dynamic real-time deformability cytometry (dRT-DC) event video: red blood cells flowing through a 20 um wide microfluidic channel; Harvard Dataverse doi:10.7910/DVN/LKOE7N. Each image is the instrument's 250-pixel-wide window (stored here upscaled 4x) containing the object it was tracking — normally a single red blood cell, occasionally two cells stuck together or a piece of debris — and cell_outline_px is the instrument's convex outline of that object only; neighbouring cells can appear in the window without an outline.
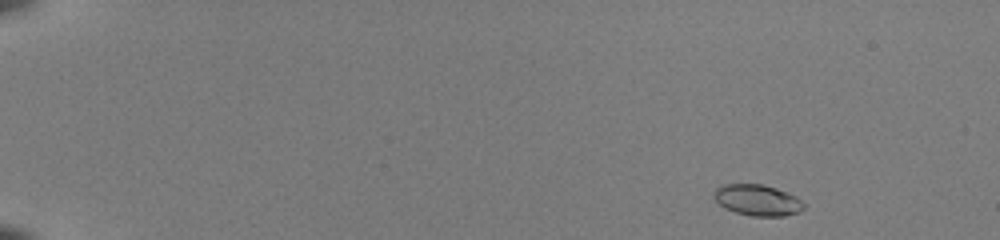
{"species": "common noctule bat (a hibernating species)", "species_latin": "Nyctalus noctula", "temperature_condition": "room temperature", "stored_images_in_passage": 49, "camera_frame_rate_fps": 3000, "um_per_image_px": 0.085, "animal": {"sex": "female", "body_mass_g": 22.0, "forearm_length_mm": 56.7}, "frame": {"image": 1, "passage_image": 2, "time_ms": 0.333, "image_size_px": [1000, 240], "cell_outline_px": [[804, 208], [796, 212], [784, 216], [752, 216], [736, 212], [724, 208], [712, 196], [716, 188], [724, 184], [764, 184], [776, 188], [796, 196], [804, 204]], "centroid_in_image_um": [64.36, 17.0], "position_along_channel_um": 20.6, "area_um2": 16.18}}
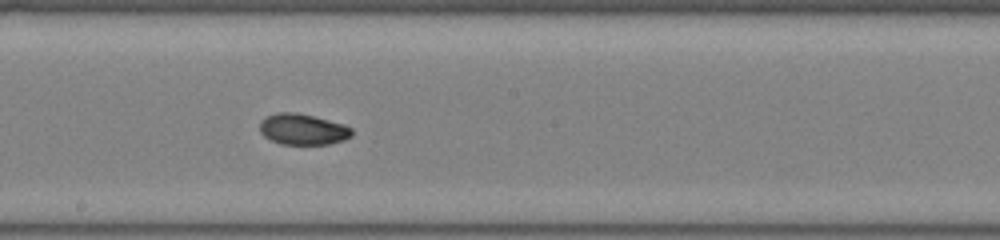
{"frame": {"image": 2, "passage_image": 28, "time_ms": 9.0, "image_size_px": [1000, 240], "cell_outline_px": [[352, 136], [344, 140], [328, 144], [280, 144], [264, 136], [260, 132], [260, 120], [276, 112], [296, 112], [344, 124], [352, 128]], "centroid_in_image_um": [25.73, 10.99], "position_along_channel_um": 222.5, "area_um2": 16.59}}
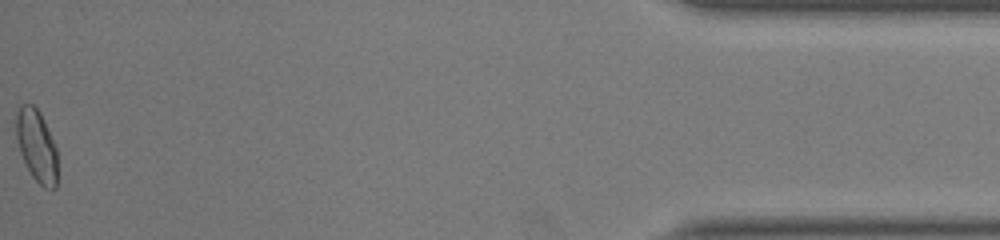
{"frame": {"image": 3, "passage_image": 49, "time_ms": 16.0, "image_size_px": [1000, 240], "cell_outline_px": [[56, 188], [44, 188], [32, 176], [20, 152], [16, 136], [16, 108], [20, 104], [32, 104], [40, 112], [56, 144]], "centroid_in_image_um": [3.1, 12.33], "position_along_channel_um": 432.1, "area_um2": 17.34}, "authors_computed_cell_mechanics": {"area_um2": 16.3574, "velocity_mm_per_s": 4.0084, "shape_relaxation_time_tau1_ms": 4.3756, "shape_relaxation_time_tau2_ms": 2.0551, "deformation_change_tau1": 0.1695, "deformation_change_tau2": 0.0476}}